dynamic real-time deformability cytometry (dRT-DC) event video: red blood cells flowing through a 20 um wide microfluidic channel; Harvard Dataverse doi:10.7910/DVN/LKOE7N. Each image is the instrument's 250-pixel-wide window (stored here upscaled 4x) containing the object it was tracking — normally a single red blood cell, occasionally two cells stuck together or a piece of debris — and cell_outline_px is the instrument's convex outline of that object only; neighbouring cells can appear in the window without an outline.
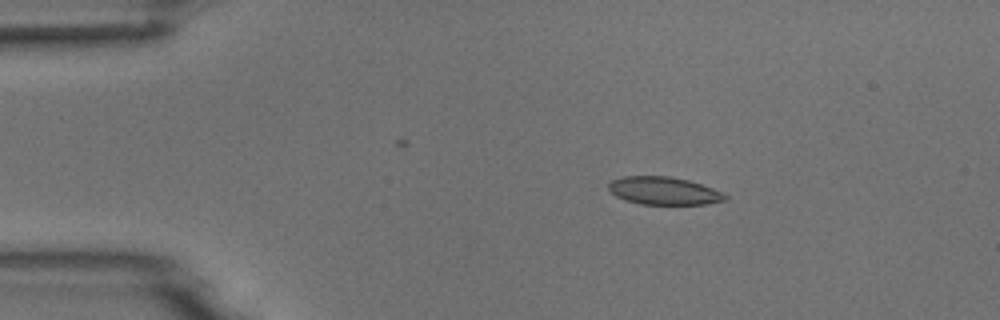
{"species": "common noctule bat (a hibernating species)", "species_latin": "Nyctalus noctula", "temperature_condition": "room temperature", "stored_images_in_passage": 5, "camera_frame_rate_fps": 3000, "um_per_image_px": 0.085, "animal": {"sex": "male", "body_mass_g": 18.8}, "frame": {"image": 1, "passage_image": 2, "time_ms": 1.333, "image_size_px": [1000, 320], "cell_outline_px": [[728, 200], [708, 204], [640, 204], [624, 200], [616, 196], [608, 188], [608, 184], [612, 180], [624, 176], [668, 176], [688, 180], [724, 192], [728, 196]], "centroid_in_image_um": [56.45, 16.22], "position_along_channel_um": 28.6, "area_um2": 18.96}}
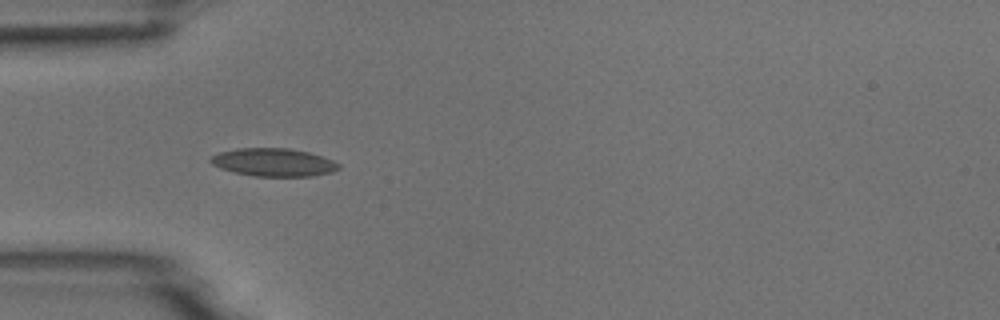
{"frame": {"image": 2, "passage_image": 4, "time_ms": 3.667, "image_size_px": [1000, 320], "cell_outline_px": [[340, 168], [332, 172], [312, 176], [252, 176], [232, 172], [220, 168], [212, 164], [208, 160], [212, 156], [220, 152], [236, 148], [288, 148], [308, 152], [332, 160], [340, 164]], "centroid_in_image_um": [23.22, 13.8], "position_along_channel_um": 61.8, "area_um2": 20.92}}